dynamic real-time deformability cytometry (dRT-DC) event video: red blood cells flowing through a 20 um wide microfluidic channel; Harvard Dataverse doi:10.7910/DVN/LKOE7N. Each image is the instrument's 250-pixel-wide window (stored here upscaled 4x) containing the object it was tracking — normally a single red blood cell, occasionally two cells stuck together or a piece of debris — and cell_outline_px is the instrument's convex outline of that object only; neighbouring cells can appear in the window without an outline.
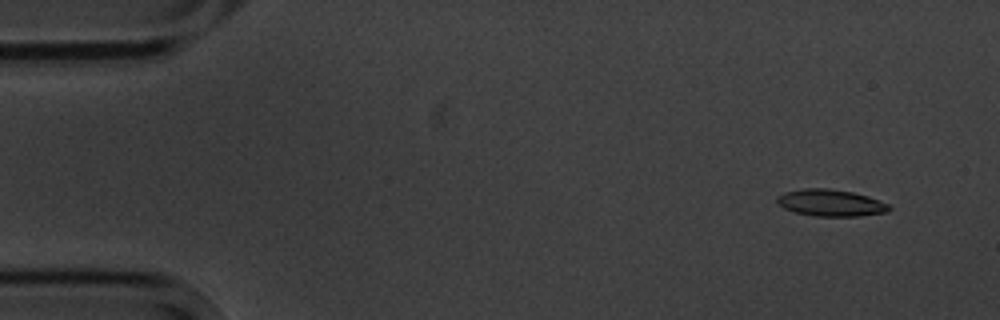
{"species": "common noctule bat (a hibernating species)", "species_latin": "Nyctalus noctula", "temperature_condition": "cold", "stored_images_in_passage": 9, "camera_frame_rate_fps": 3000, "um_per_image_px": 0.085, "animal": {"sex": "male", "body_mass_g": 20.1, "forearm_length_mm": 53.5}, "frame": {"image": 1, "passage_image": 1, "time_ms": 0.0, "image_size_px": [1000, 320], "cell_outline_px": [[892, 208], [888, 212], [860, 216], [812, 216], [796, 212], [784, 208], [776, 204], [776, 196], [784, 192], [804, 188], [828, 188], [852, 192], [868, 196], [888, 204]], "centroid_in_image_um": [70.58, 17.24], "position_along_channel_um": 14.4, "area_um2": 17.63}}
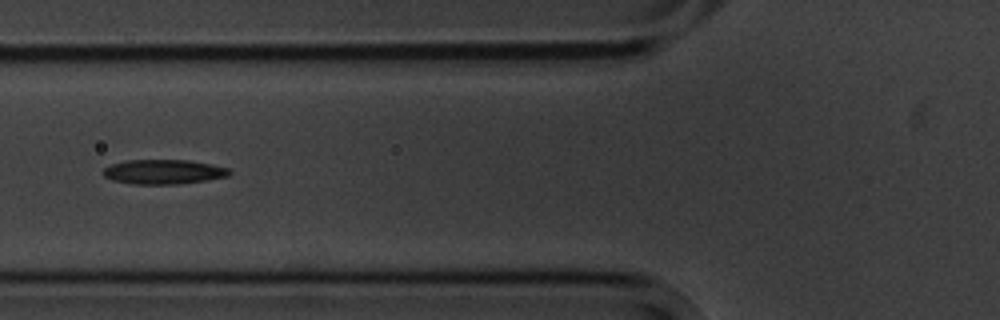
{"frame": {"image": 2, "passage_image": 6, "time_ms": 5.667, "image_size_px": [1000, 320], "cell_outline_px": [[232, 172], [228, 176], [208, 180], [176, 184], [132, 184], [112, 180], [104, 176], [100, 172], [104, 168], [112, 164], [128, 160], [188, 160], [212, 164], [228, 168]], "centroid_in_image_um": [13.89, 14.6], "position_along_channel_um": 111.9, "area_um2": 18.15}}
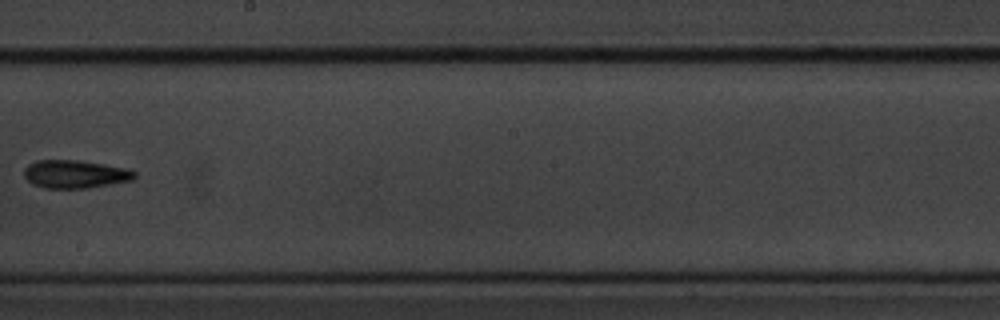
{"frame": {"image": 3, "passage_image": 9, "time_ms": 9.333, "image_size_px": [1000, 320], "cell_outline_px": [[136, 176], [132, 180], [88, 188], [44, 188], [32, 184], [24, 176], [24, 168], [28, 164], [36, 160], [76, 160], [104, 164], [128, 168], [136, 172]], "centroid_in_image_um": [6.37, 14.8], "position_along_channel_um": 241.8, "area_um2": 18.15}}